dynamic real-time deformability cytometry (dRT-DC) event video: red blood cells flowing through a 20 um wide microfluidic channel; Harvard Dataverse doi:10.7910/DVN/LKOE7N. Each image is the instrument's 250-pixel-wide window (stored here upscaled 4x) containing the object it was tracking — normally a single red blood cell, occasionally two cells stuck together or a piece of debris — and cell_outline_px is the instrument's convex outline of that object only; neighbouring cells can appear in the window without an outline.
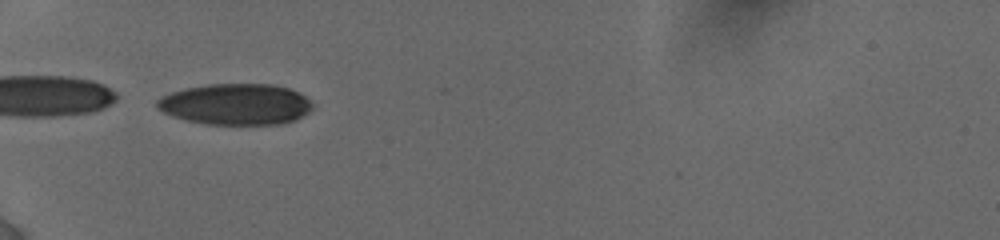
{"species": "human", "species_latin": "Homo sapiens", "temperature_condition": "cold", "stored_images_in_passage": 2, "camera_frame_rate_fps": 3000, "um_per_image_px": 0.085, "donor": {"sex": "female"}, "frame": {"image": 1, "passage_image": 1, "time_ms": 0.0, "image_size_px": [1000, 240], "cell_outline_px": [[316, 104], [308, 112], [296, 120], [284, 124], [204, 124], [184, 120], [172, 116], [156, 108], [156, 100], [160, 96], [184, 88], [208, 84], [272, 84], [288, 88], [300, 92]], "centroid_in_image_um": [20.05, 8.86], "position_along_channel_um": 64.9, "area_um2": 37.74}}